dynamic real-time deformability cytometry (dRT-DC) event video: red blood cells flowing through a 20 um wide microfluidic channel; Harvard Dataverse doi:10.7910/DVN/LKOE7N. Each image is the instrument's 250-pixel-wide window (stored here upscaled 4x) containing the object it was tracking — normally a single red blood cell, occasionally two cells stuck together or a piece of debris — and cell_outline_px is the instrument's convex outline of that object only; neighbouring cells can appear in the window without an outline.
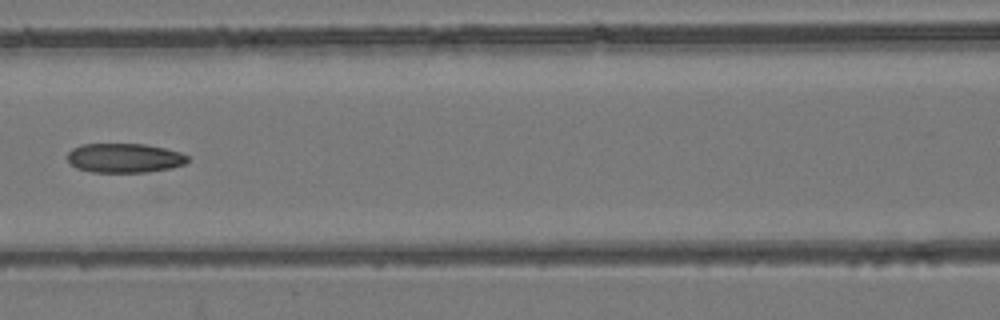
{"species": "common noctule bat (a hibernating species)", "species_latin": "Nyctalus noctula", "temperature_condition": "room temperature", "stored_images_in_passage": 8, "camera_frame_rate_fps": 3000, "um_per_image_px": 0.085, "animal": {"sex": "female", "body_mass_g": 24.6, "forearm_length_mm": 56.2}, "frame": {"image": 1, "passage_image": 7, "time_ms": 7.0, "image_size_px": [1000, 320], "cell_outline_px": [[188, 160], [184, 164], [168, 168], [144, 172], [92, 172], [76, 168], [68, 160], [68, 152], [72, 148], [84, 144], [144, 144], [164, 148], [180, 152], [188, 156]], "centroid_in_image_um": [10.55, 13.42], "position_along_channel_um": 156.0, "area_um2": 20.35}}
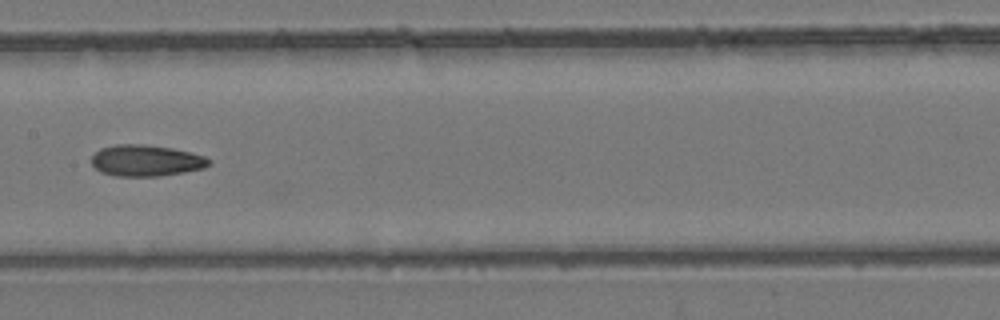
{"frame": {"image": 2, "passage_image": 8, "time_ms": 8.0, "image_size_px": [1000, 320], "cell_outline_px": [[212, 164], [204, 168], [184, 172], [156, 176], [116, 176], [100, 172], [92, 164], [92, 156], [100, 148], [116, 144], [140, 144], [172, 148], [204, 156], [212, 160]], "centroid_in_image_um": [12.42, 13.65], "position_along_channel_um": 195.0, "area_um2": 21.39}}